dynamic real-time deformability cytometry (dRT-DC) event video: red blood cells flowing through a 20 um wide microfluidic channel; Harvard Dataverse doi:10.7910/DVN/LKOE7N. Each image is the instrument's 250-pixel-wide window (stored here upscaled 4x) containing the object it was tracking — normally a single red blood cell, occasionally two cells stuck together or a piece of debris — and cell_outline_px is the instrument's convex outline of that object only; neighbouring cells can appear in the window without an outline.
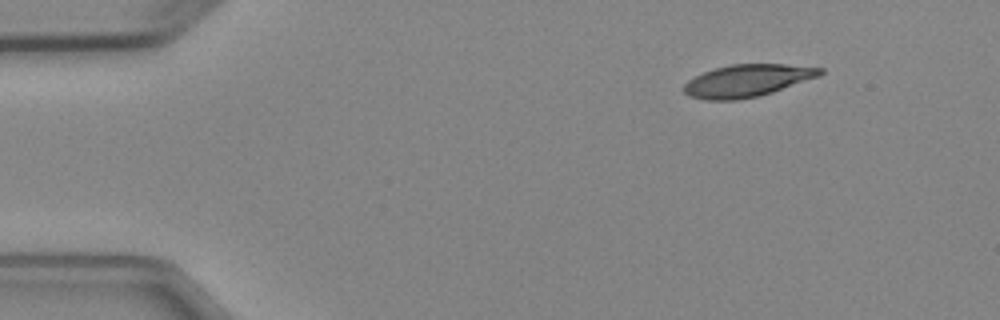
{"species": "Egyptian fruit bat (a non-hibernating species)", "species_latin": "Rousettus aegyptiacus", "temperature_condition": "cold", "stored_images_in_passage": 3, "camera_frame_rate_fps": 3000, "um_per_image_px": 0.085, "animal": {"sex": "female"}, "frame": {"image": 1, "passage_image": 1, "time_ms": 0.0, "image_size_px": [1000, 320], "cell_outline_px": [[824, 72], [820, 76], [772, 92], [756, 96], [736, 100], [708, 100], [688, 96], [684, 92], [684, 84], [688, 80], [704, 72], [716, 68], [732, 64], [784, 64], [824, 68]], "centroid_in_image_um": [63.53, 6.85], "position_along_channel_um": 21.5, "area_um2": 25.43}}